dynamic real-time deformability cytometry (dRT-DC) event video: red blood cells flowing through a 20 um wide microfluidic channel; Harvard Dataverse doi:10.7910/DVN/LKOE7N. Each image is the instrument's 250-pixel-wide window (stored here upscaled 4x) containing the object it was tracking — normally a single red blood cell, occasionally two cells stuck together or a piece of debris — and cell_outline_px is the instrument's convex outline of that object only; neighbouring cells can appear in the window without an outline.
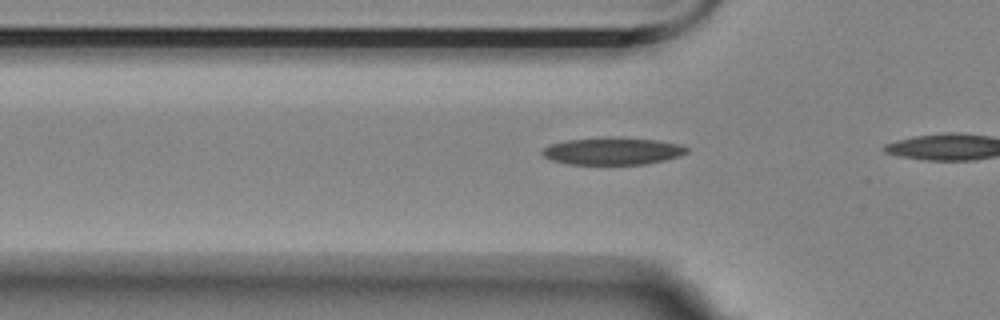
{"species": "Egyptian fruit bat (a non-hibernating species)", "species_latin": "Rousettus aegyptiacus", "temperature_condition": "room temperature", "stored_images_in_passage": 10, "camera_frame_rate_fps": 3000, "um_per_image_px": 0.085, "animal": {"sex": "female"}, "frame": {"image": 1, "passage_image": 4, "time_ms": 1.0, "image_size_px": [1000, 320], "cell_outline_px": [[688, 152], [680, 156], [664, 160], [644, 164], [568, 164], [552, 160], [544, 156], [540, 152], [548, 144], [568, 140], [656, 140], [680, 144], [688, 148]], "centroid_in_image_um": [52.07, 12.89], "position_along_channel_um": 73.7, "area_um2": 21.79}}
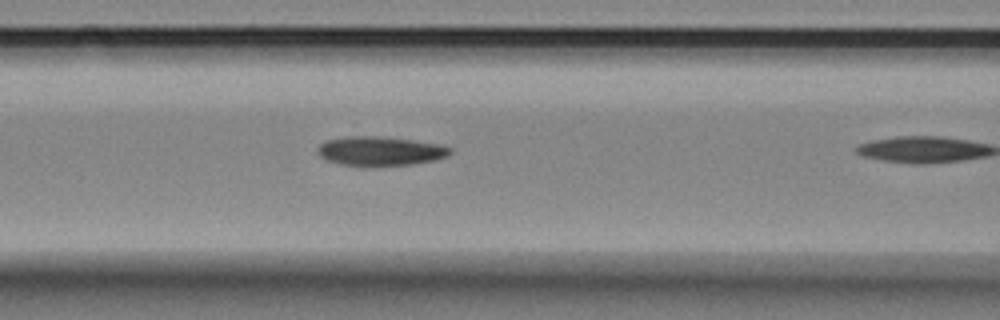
{"frame": {"image": 2, "passage_image": 9, "time_ms": 2.667, "image_size_px": [1000, 320], "cell_outline_px": [[452, 152], [448, 156], [436, 160], [412, 164], [368, 168], [340, 164], [328, 160], [320, 156], [316, 152], [316, 148], [320, 144], [328, 140], [348, 136], [372, 136], [412, 140], [440, 144], [452, 148]], "centroid_in_image_um": [32.31, 12.87], "position_along_channel_um": 134.3, "area_um2": 23.0}}